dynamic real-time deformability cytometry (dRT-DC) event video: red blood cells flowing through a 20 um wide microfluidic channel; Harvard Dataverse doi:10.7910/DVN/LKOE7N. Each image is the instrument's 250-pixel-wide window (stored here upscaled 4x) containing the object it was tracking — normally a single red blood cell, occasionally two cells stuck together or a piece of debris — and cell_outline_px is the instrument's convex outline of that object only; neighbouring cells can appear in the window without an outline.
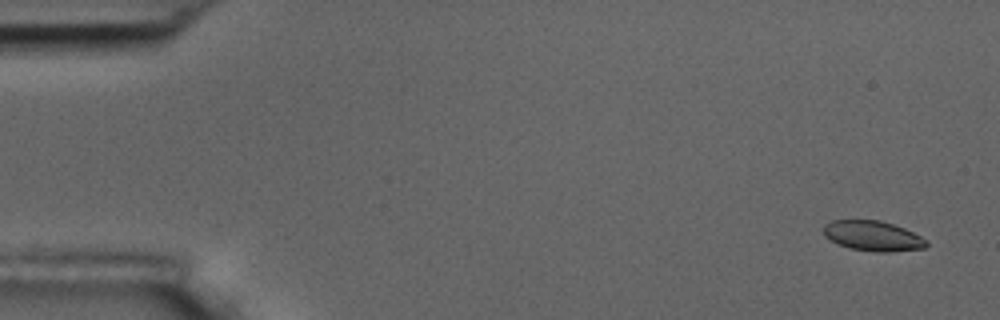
{"species": "common noctule bat (a hibernating species)", "species_latin": "Nyctalus noctula", "temperature_condition": "room temperature", "stored_images_in_passage": 5, "camera_frame_rate_fps": 3000, "um_per_image_px": 0.085, "animal": {"sex": "male", "body_mass_g": 17.5, "forearm_length_mm": 52.3}, "frame": {"image": 1, "passage_image": 1, "time_ms": 0.0, "image_size_px": [1000, 320], "cell_outline_px": [[928, 244], [924, 248], [892, 252], [876, 252], [848, 248], [836, 244], [824, 236], [824, 224], [832, 220], [880, 220], [904, 228], [928, 240]], "centroid_in_image_um": [74.17, 20.06], "position_along_channel_um": 10.8, "area_um2": 18.21}}
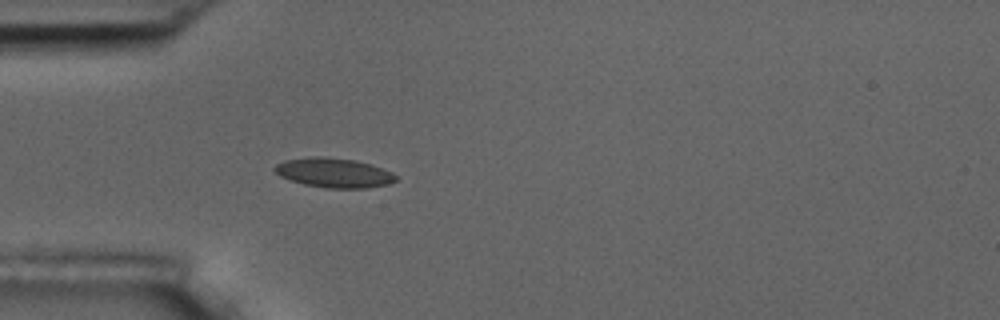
{"frame": {"image": 2, "passage_image": 5, "time_ms": 4.667, "image_size_px": [1000, 320], "cell_outline_px": [[396, 180], [388, 184], [368, 188], [324, 188], [304, 184], [280, 176], [272, 168], [276, 164], [284, 160], [312, 156], [320, 156], [356, 160], [372, 164], [384, 168], [392, 172], [396, 176]], "centroid_in_image_um": [28.39, 14.68], "position_along_channel_um": 56.6, "area_um2": 20.98}}